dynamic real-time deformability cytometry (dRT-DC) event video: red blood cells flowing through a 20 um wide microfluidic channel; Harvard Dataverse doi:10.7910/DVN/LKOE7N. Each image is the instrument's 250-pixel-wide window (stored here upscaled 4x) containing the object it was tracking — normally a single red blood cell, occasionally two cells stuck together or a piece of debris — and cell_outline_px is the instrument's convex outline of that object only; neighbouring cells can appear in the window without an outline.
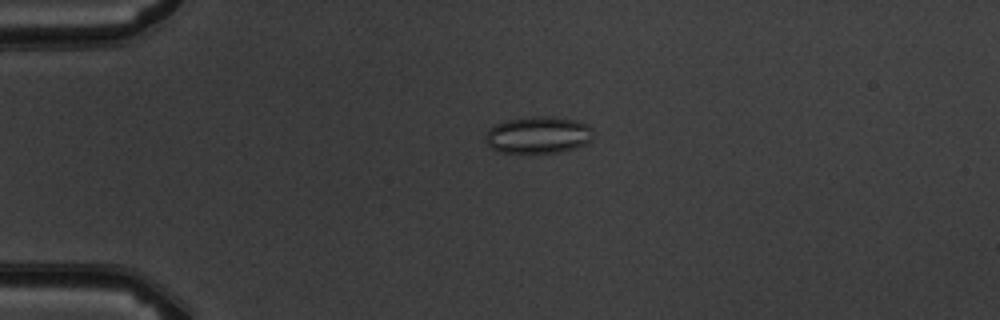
{"species": "common noctule bat (a hibernating species)", "species_latin": "Nyctalus noctula", "temperature_condition": "warm", "stored_images_in_passage": 6, "camera_frame_rate_fps": 3000, "um_per_image_px": 0.085, "animal": {"sex": "male", "body_mass_g": 19.5, "forearm_length_mm": 54.6}, "frame": {"image": 1, "passage_image": 4, "time_ms": 3.333, "image_size_px": [1000, 320], "cell_outline_px": [[592, 140], [576, 148], [560, 152], [528, 156], [500, 152], [492, 148], [484, 140], [484, 136], [488, 128], [496, 124], [508, 120], [532, 116], [548, 116], [572, 120], [588, 124], [592, 128]], "centroid_in_image_um": [45.71, 11.52], "position_along_channel_um": 39.3, "area_um2": 23.99}}
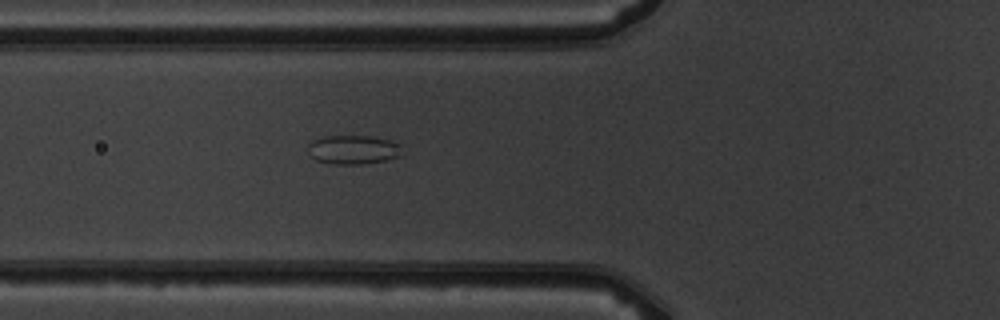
{"frame": {"image": 2, "passage_image": 6, "time_ms": 5.667, "image_size_px": [1000, 320], "cell_outline_px": [[404, 152], [400, 156], [384, 160], [364, 164], [332, 164], [316, 160], [308, 156], [308, 144], [312, 140], [324, 136], [372, 136], [392, 140], [404, 144]], "centroid_in_image_um": [30.07, 12.71], "position_along_channel_um": 95.7, "area_um2": 16.42}}